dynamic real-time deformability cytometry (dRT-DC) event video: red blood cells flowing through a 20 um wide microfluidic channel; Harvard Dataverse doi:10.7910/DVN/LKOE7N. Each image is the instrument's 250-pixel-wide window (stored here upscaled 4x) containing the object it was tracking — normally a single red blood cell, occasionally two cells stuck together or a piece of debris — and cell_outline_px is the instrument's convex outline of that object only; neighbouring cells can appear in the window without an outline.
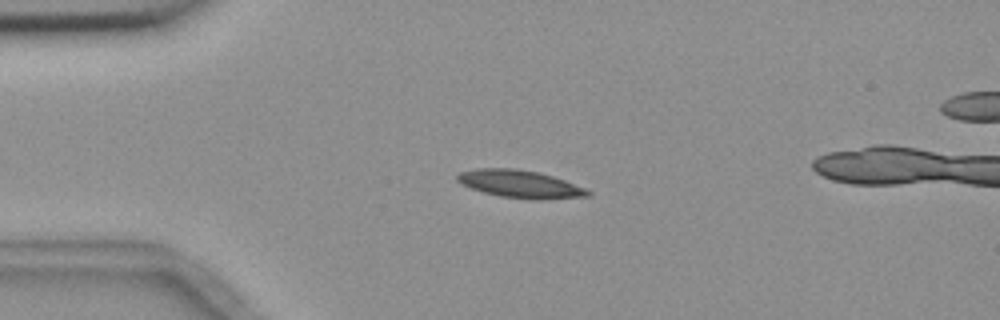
{"species": "common noctule bat (a hibernating species)", "species_latin": "Nyctalus noctula", "temperature_condition": "room temperature", "stored_images_in_passage": 3, "camera_frame_rate_fps": 3000, "um_per_image_px": 0.085, "animal": {"sex": "female", "body_mass_g": 18.4}, "frame": {"image": 1, "passage_image": 1, "time_ms": 0.0, "image_size_px": [1000, 320], "cell_outline_px": [[592, 196], [548, 200], [528, 200], [500, 196], [484, 192], [460, 184], [456, 180], [456, 176], [460, 172], [476, 168], [516, 168], [536, 172], [552, 176], [564, 180], [584, 188], [592, 192]], "centroid_in_image_um": [44.22, 15.66], "position_along_channel_um": 40.8, "area_um2": 21.27}}